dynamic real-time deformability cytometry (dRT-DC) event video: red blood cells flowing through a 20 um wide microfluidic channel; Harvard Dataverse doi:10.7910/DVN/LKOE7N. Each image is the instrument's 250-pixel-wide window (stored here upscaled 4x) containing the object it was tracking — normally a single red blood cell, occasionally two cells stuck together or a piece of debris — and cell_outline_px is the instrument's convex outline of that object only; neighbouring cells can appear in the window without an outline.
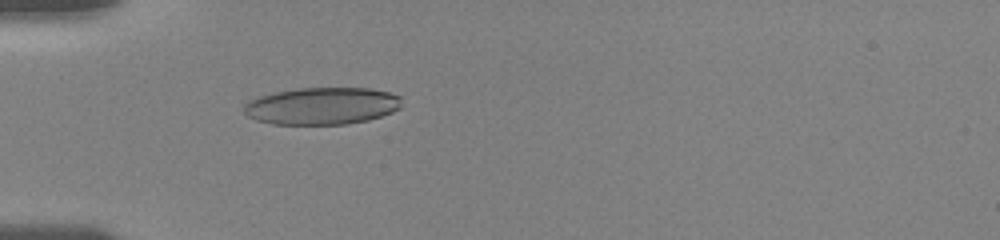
{"species": "human", "species_latin": "Homo sapiens", "temperature_condition": "room temperature", "stored_images_in_passage": 43, "camera_frame_rate_fps": 3000, "um_per_image_px": 0.085, "donor": {"sex": "female"}, "frame": {"image": 1, "passage_image": 14, "time_ms": 5.667, "image_size_px": [1000, 240], "cell_outline_px": [[400, 108], [392, 112], [368, 120], [344, 124], [272, 124], [256, 120], [248, 116], [244, 112], [244, 104], [248, 100], [260, 96], [276, 92], [296, 88], [368, 88], [388, 92], [400, 96]], "centroid_in_image_um": [27.34, 9.0], "position_along_channel_um": 57.7, "area_um2": 34.1}}
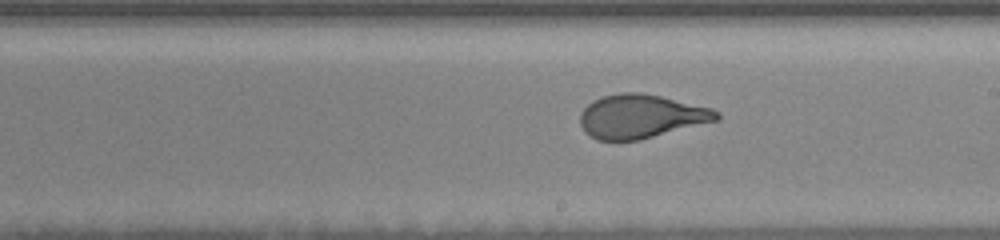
{"frame": {"image": 2, "passage_image": 27, "time_ms": 10.667, "image_size_px": [1000, 240], "cell_outline_px": [[720, 120], [640, 140], [596, 140], [588, 136], [584, 132], [580, 124], [580, 112], [592, 100], [604, 96], [620, 92], [640, 92], [660, 96], [712, 108], [720, 112]], "centroid_in_image_um": [54.48, 9.9], "position_along_channel_um": 234.5, "area_um2": 35.08}}
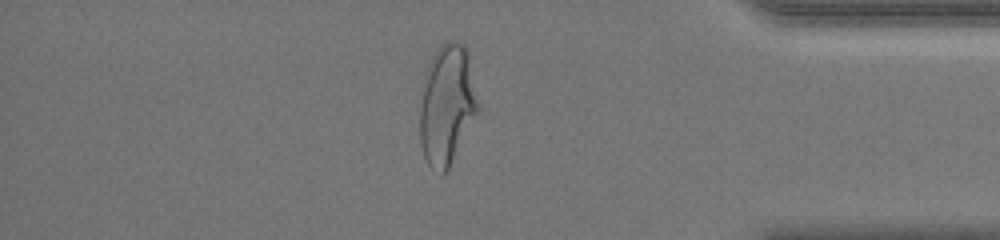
{"frame": {"image": 3, "passage_image": 39, "time_ms": 15.667, "image_size_px": [1000, 240], "cell_outline_px": [[476, 112], [448, 172], [444, 176], [440, 176], [428, 164], [424, 156], [420, 144], [420, 84], [424, 72], [428, 64], [440, 44], [448, 40], [456, 40], [464, 44], [468, 48], [476, 100]], "centroid_in_image_um": [37.93, 8.9], "position_along_channel_um": 397.3, "area_um2": 40.86}, "authors_computed_cell_mechanics": {"area_um2": 35.0846, "velocity_mm_per_s": 3.6936, "shape_relaxation_time_tau1_ms": 4.7964, "shape_relaxation_time_tau2_ms": null, "deformation_change_tau1": 0.2075, "deformation_change_tau2": null}}